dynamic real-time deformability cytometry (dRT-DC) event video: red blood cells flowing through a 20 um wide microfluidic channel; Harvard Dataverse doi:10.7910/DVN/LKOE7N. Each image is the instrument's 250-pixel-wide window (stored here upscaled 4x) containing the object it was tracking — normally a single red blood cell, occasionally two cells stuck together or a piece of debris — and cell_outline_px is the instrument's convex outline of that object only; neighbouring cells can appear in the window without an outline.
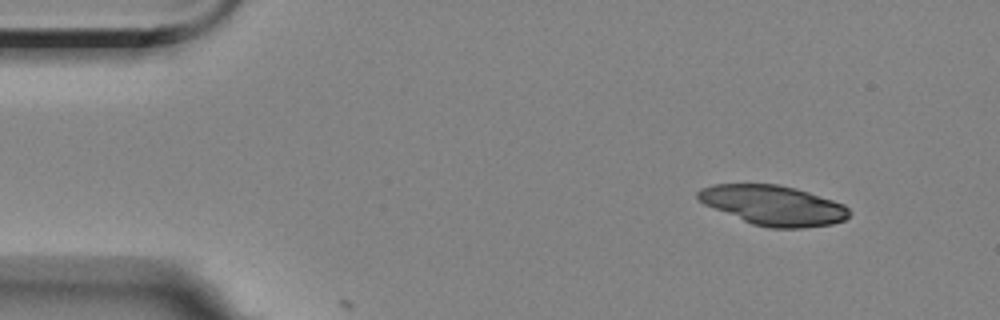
{"species": "Egyptian fruit bat (a non-hibernating species)", "species_latin": "Rousettus aegyptiacus", "temperature_condition": "room temperature", "stored_images_in_passage": 5, "camera_frame_rate_fps": 3000, "um_per_image_px": 0.085, "animal": {"sex": "female"}, "frame": {"image": 1, "passage_image": 1, "time_ms": 0.0, "image_size_px": [1000, 320], "cell_outline_px": [[848, 216], [844, 220], [832, 224], [804, 228], [768, 228], [752, 224], [704, 204], [696, 196], [696, 192], [700, 188], [712, 184], [776, 184], [796, 188], [844, 204], [848, 208]], "centroid_in_image_um": [65.71, 17.45], "position_along_channel_um": 19.3, "area_um2": 34.97}}